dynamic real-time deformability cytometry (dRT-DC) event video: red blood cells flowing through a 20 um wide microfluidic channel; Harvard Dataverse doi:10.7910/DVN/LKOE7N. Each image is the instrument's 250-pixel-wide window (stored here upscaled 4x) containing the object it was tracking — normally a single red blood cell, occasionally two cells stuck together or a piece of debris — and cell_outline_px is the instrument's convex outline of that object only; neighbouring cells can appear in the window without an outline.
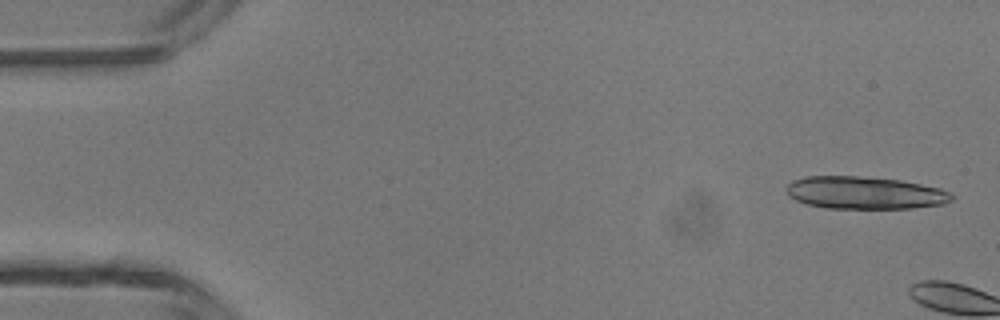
{"species": "common noctule bat (a hibernating species)", "species_latin": "Nyctalus noctula", "temperature_condition": "room temperature", "stored_images_in_passage": 4, "camera_frame_rate_fps": 3000, "um_per_image_px": 0.085, "animal": {"sex": "male", "body_mass_g": 13.3}, "frame": {"image": 1, "passage_image": 1, "time_ms": 0.0, "image_size_px": [1000, 320], "cell_outline_px": [[956, 196], [952, 200], [944, 204], [912, 208], [824, 208], [808, 204], [796, 200], [788, 196], [784, 188], [792, 180], [804, 176], [856, 176], [900, 180], [940, 188], [952, 192]], "centroid_in_image_um": [73.5, 16.39], "position_along_channel_um": 11.5, "area_um2": 31.56}}